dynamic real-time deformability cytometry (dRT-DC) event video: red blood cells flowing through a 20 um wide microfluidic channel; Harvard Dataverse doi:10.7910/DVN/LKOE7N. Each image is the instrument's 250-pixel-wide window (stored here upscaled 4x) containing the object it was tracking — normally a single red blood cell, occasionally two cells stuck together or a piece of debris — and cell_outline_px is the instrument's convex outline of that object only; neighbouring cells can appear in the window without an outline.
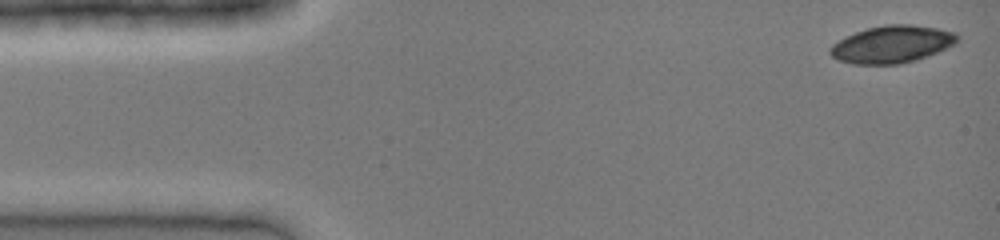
{"species": "common noctule bat (a hibernating species)", "species_latin": "Nyctalus noctula", "temperature_condition": "cold", "stored_images_in_passage": 40, "camera_frame_rate_fps": 3000, "um_per_image_px": 0.085, "animal": {"sex": "female", "body_mass_g": 19.0, "forearm_length_mm": 51.5}, "frame": {"image": 1, "passage_image": 1, "time_ms": 0.0, "image_size_px": [1000, 240], "cell_outline_px": [[960, 40], [956, 44], [916, 60], [900, 64], [852, 64], [840, 60], [832, 56], [828, 52], [828, 48], [832, 44], [856, 32], [868, 28], [888, 24], [912, 24], [936, 28], [956, 32], [960, 36]], "centroid_in_image_um": [75.85, 3.76], "position_along_channel_um": 9.2, "area_um2": 27.63}}